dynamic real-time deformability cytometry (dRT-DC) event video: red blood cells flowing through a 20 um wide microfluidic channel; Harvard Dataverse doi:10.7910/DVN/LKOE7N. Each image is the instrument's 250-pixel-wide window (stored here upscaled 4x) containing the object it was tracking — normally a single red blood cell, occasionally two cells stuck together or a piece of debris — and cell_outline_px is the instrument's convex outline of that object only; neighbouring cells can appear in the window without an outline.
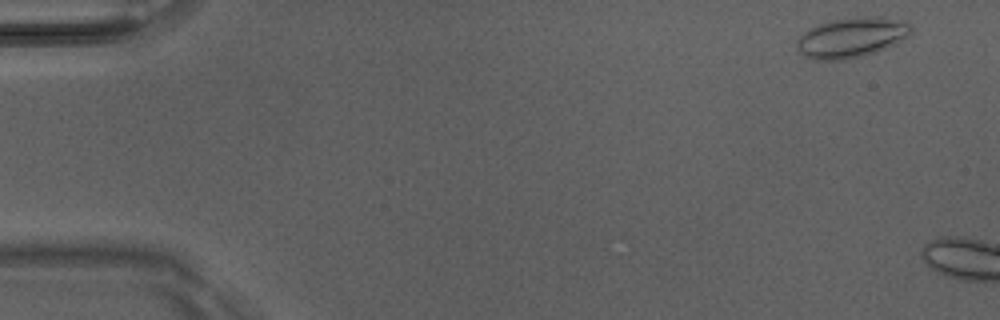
{"species": "Egyptian fruit bat (a non-hibernating species)", "species_latin": "Rousettus aegyptiacus", "temperature_condition": "room temperature", "stored_images_in_passage": 2, "camera_frame_rate_fps": 3000, "um_per_image_px": 0.085, "animal": {"sex": "male"}, "frame": {"image": 1, "passage_image": 1, "time_ms": 0.0, "image_size_px": [1000, 320], "cell_outline_px": [[912, 32], [908, 36], [896, 44], [876, 52], [844, 60], [812, 60], [804, 56], [796, 48], [796, 40], [804, 32], [820, 24], [832, 20], [852, 16], [880, 16], [908, 20], [912, 28]], "centroid_in_image_um": [72.43, 3.17], "position_along_channel_um": 12.6, "area_um2": 27.17}}